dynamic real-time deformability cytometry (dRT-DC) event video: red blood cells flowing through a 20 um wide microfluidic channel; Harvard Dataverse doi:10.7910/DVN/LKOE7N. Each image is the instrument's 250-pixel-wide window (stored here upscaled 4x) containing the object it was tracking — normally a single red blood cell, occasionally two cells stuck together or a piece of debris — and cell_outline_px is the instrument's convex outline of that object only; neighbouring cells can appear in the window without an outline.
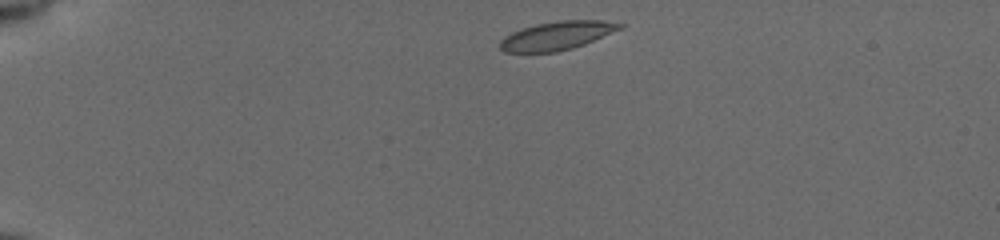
{"species": "common noctule bat (a hibernating species)", "species_latin": "Nyctalus noctula", "temperature_condition": "cold", "stored_images_in_passage": 42, "camera_frame_rate_fps": 3000, "um_per_image_px": 0.085, "animal": {"sex": "female", "body_mass_g": 19.5, "forearm_length_mm": 54.1}, "frame": {"image": 1, "passage_image": 1, "time_ms": 0.0, "image_size_px": [1000, 240], "cell_outline_px": [[628, 24], [624, 28], [584, 44], [572, 48], [556, 52], [504, 52], [500, 48], [500, 40], [504, 36], [512, 32], [536, 24], [560, 20], [604, 20]], "centroid_in_image_um": [47.4, 3.02], "position_along_channel_um": 37.6, "area_um2": 20.0}}
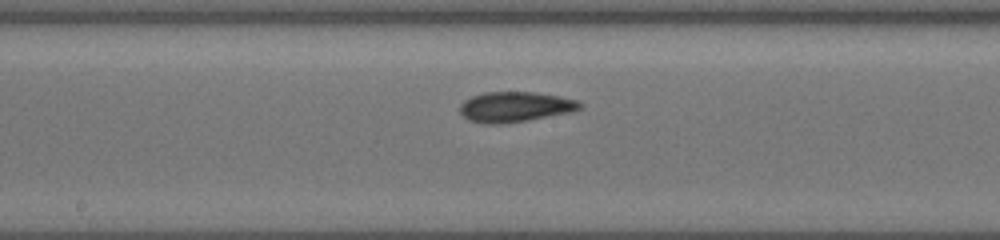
{"frame": {"image": 2, "passage_image": 19, "time_ms": 6.0, "image_size_px": [1000, 240], "cell_outline_px": [[584, 104], [580, 108], [572, 112], [524, 120], [492, 124], [472, 120], [464, 116], [460, 112], [460, 104], [464, 100], [472, 96], [484, 92], [536, 92], [560, 96], [576, 100]], "centroid_in_image_um": [43.81, 9.05], "position_along_channel_um": 204.4, "area_um2": 20.75}}
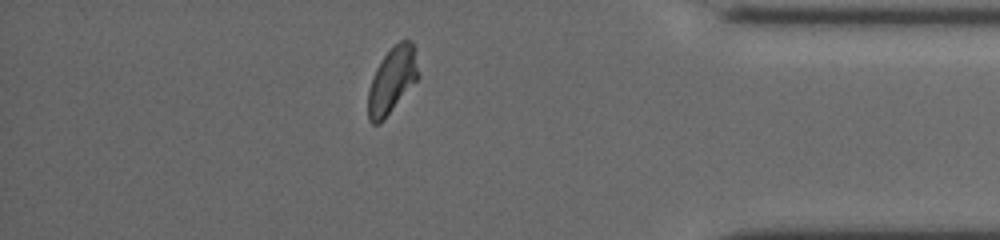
{"frame": {"image": 3, "passage_image": 36, "time_ms": 11.667, "image_size_px": [1000, 240], "cell_outline_px": [[420, 76], [384, 120], [380, 124], [372, 124], [368, 120], [368, 92], [376, 68], [380, 60], [400, 40], [412, 40], [416, 48]], "centroid_in_image_um": [33.36, 6.82], "position_along_channel_um": 401.8, "area_um2": 19.48}, "authors_computed_cell_mechanics": {"area_um2": 19.9988, "velocity_mm_per_s": 3.8962, "shape_relaxation_time_tau1_ms": 3.7896, "shape_relaxation_time_tau2_ms": 1.3123, "deformation_change_tau1": 0.0959, "deformation_change_tau2": 0.0534}}